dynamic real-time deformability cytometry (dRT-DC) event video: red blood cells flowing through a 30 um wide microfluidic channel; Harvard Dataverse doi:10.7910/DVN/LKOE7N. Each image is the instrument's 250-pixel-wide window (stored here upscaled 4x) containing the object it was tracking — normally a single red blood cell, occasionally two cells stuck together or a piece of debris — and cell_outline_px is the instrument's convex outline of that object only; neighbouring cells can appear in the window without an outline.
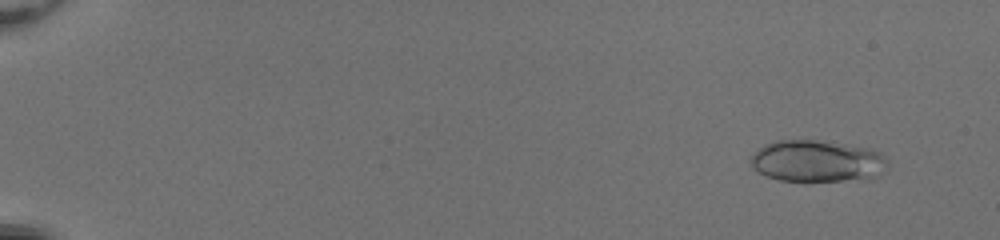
{"species": "common noctule bat (a hibernating species)", "species_latin": "Nyctalus noctula", "temperature_condition": "room temperature", "stored_images_in_passage": 53, "camera_frame_rate_fps": 3000, "um_per_image_px": 0.085, "animal": {"sex": "female", "body_mass_g": 20.0, "forearm_length_mm": 54.0}, "frame": {"image": 1, "passage_image": 5, "time_ms": 1.333, "image_size_px": [1000, 240], "cell_outline_px": [[888, 168], [876, 176], [868, 180], [808, 184], [804, 184], [780, 180], [768, 176], [752, 168], [748, 160], [764, 144], [776, 140], [816, 140], [844, 144], [868, 148], [880, 152], [888, 160]], "centroid_in_image_um": [69.49, 13.75], "position_along_channel_um": 15.5, "area_um2": 34.62}}
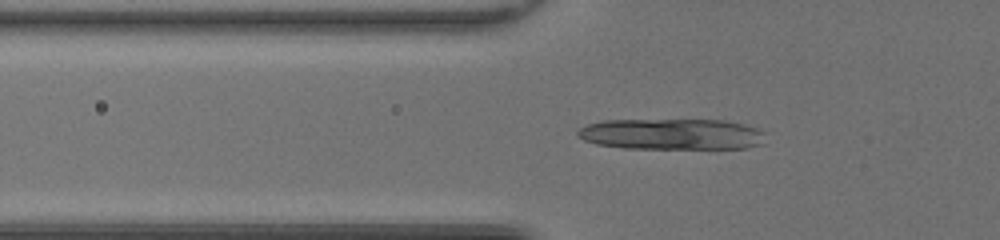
{"frame": {"image": 2, "passage_image": 21, "time_ms": 6.667, "image_size_px": [1000, 240], "cell_outline_px": [[764, 144], [748, 148], [624, 148], [596, 144], [584, 140], [576, 136], [576, 132], [580, 128], [588, 124], [600, 120], [724, 120], [744, 124], [756, 128], [764, 132]], "centroid_in_image_um": [57.09, 11.4], "position_along_channel_um": 68.7, "area_um2": 34.1}}